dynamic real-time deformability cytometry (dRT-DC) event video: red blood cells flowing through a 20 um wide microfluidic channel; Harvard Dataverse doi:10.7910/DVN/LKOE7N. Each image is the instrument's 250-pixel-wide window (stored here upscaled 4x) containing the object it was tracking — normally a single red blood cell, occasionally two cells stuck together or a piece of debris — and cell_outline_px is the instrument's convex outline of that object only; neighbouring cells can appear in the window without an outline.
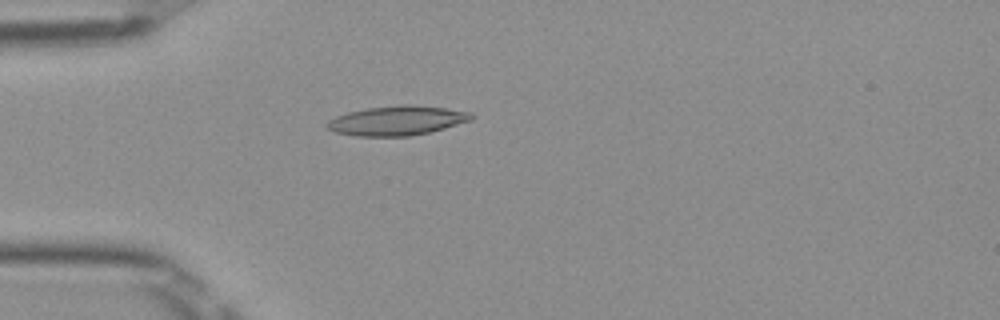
{"species": "Egyptian fruit bat (a non-hibernating species)", "species_latin": "Rousettus aegyptiacus", "temperature_condition": "room temperature", "stored_images_in_passage": 50, "camera_frame_rate_fps": 3000, "um_per_image_px": 0.085, "frame": {"image": 1, "passage_image": 14, "time_ms": 4.333, "image_size_px": [1000, 320], "cell_outline_px": [[476, 116], [472, 120], [444, 128], [428, 132], [408, 136], [356, 136], [336, 132], [328, 128], [324, 124], [328, 120], [336, 116], [348, 112], [368, 108], [404, 104], [412, 104], [444, 108], [472, 112]], "centroid_in_image_um": [33.76, 10.24], "position_along_channel_um": 51.2, "area_um2": 24.74}}
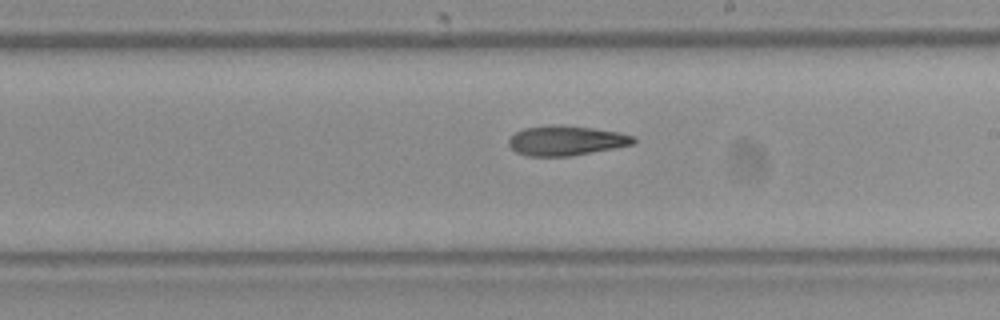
{"frame": {"image": 2, "passage_image": 29, "time_ms": 9.333, "image_size_px": [1000, 320], "cell_outline_px": [[636, 144], [616, 148], [572, 156], [528, 156], [516, 152], [508, 144], [508, 140], [516, 132], [524, 128], [552, 124], [592, 128], [620, 132], [636, 136]], "centroid_in_image_um": [48.17, 11.95], "position_along_channel_um": 240.8, "area_um2": 21.85}}
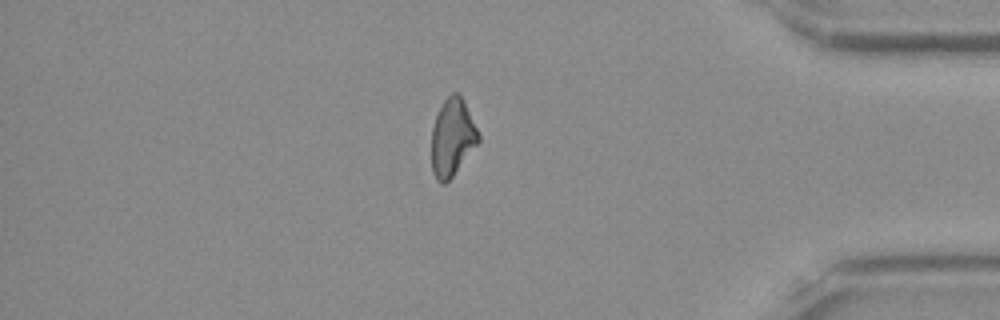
{"frame": {"image": 3, "passage_image": 43, "time_ms": 14.0, "image_size_px": [1000, 320], "cell_outline_px": [[480, 140], [452, 176], [444, 184], [440, 184], [436, 180], [432, 172], [432, 128], [436, 116], [444, 100], [452, 92], [456, 92], [460, 96], [480, 136]], "centroid_in_image_um": [38.42, 11.72], "position_along_channel_um": 396.8, "area_um2": 20.58}, "authors_computed_cell_mechanics": {"area_um2": 22.1085, "velocity_mm_per_s": 4.0037, "shape_relaxation_time_tau1_ms": null, "shape_relaxation_time_tau2_ms": 5.9803, "deformation_change_tau1": null, "deformation_change_tau2": 0.1563}}